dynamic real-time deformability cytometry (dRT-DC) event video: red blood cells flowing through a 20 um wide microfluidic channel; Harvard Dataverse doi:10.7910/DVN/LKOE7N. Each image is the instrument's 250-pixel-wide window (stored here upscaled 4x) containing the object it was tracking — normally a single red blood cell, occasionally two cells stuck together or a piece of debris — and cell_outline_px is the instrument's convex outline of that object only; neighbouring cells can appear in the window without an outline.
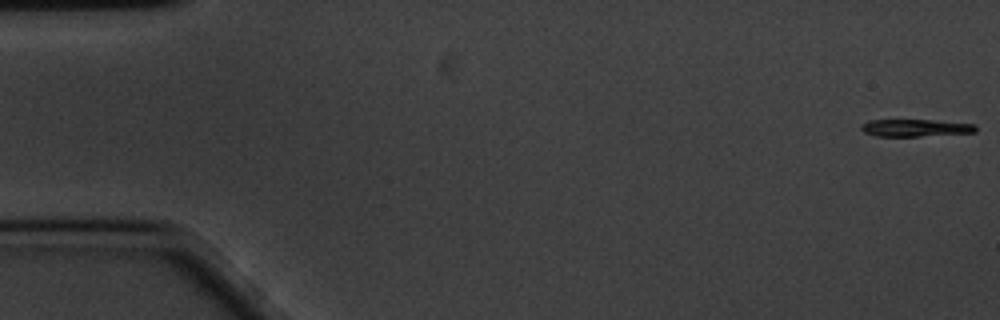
{"species": "common noctule bat (a hibernating species)", "species_latin": "Nyctalus noctula", "temperature_condition": "cold", "stored_images_in_passage": 60, "camera_frame_rate_fps": 3000, "um_per_image_px": 0.085, "animal": {"sex": "male", "body_mass_g": 20.1, "forearm_length_mm": 53.5}, "frame": {"image": 1, "passage_image": 1, "time_ms": 0.0, "image_size_px": [1000, 320], "cell_outline_px": [[976, 132], [920, 136], [876, 136], [864, 132], [860, 128], [860, 124], [872, 120], [932, 120], [976, 124]], "centroid_in_image_um": [77.8, 10.87], "position_along_channel_um": 7.2, "area_um2": 11.44}}
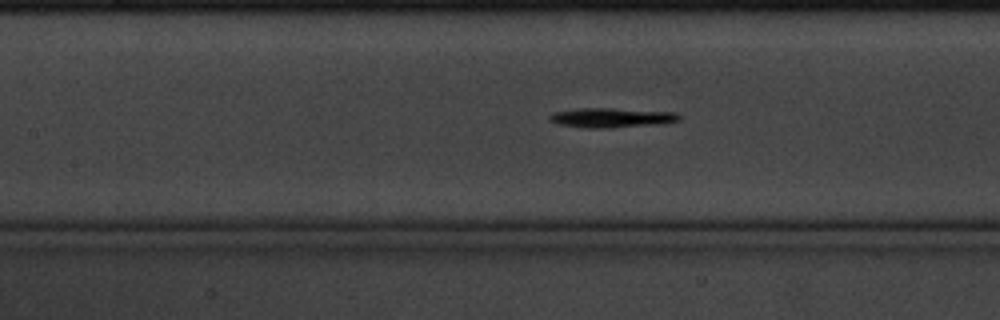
{"frame": {"image": 2, "passage_image": 26, "time_ms": 8.333, "image_size_px": [1000, 320], "cell_outline_px": [[680, 120], [668, 124], [612, 128], [584, 128], [560, 124], [548, 120], [548, 116], [552, 112], [576, 108], [612, 108], [676, 112], [680, 116]], "centroid_in_image_um": [52.01, 10.01], "position_along_channel_um": 155.4, "area_um2": 15.26}}
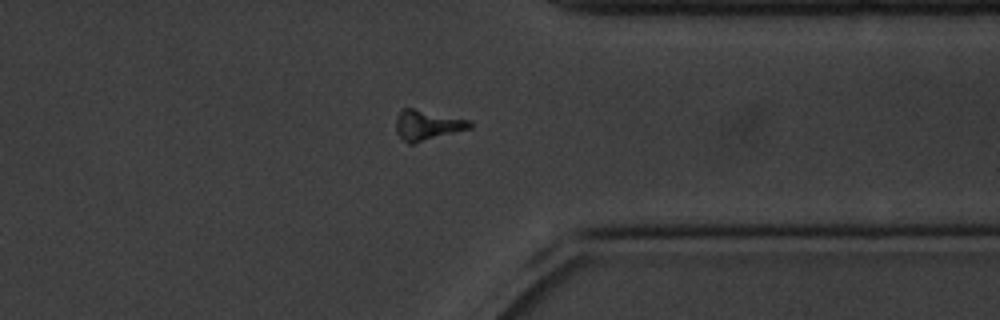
{"frame": {"image": 3, "passage_image": 46, "time_ms": 15.0, "image_size_px": [1000, 320], "cell_outline_px": [[472, 128], [412, 144], [408, 144], [396, 132], [396, 116], [400, 108], [412, 108], [472, 120]], "centroid_in_image_um": [36.32, 10.63], "position_along_channel_um": 375.1, "area_um2": 13.06}}